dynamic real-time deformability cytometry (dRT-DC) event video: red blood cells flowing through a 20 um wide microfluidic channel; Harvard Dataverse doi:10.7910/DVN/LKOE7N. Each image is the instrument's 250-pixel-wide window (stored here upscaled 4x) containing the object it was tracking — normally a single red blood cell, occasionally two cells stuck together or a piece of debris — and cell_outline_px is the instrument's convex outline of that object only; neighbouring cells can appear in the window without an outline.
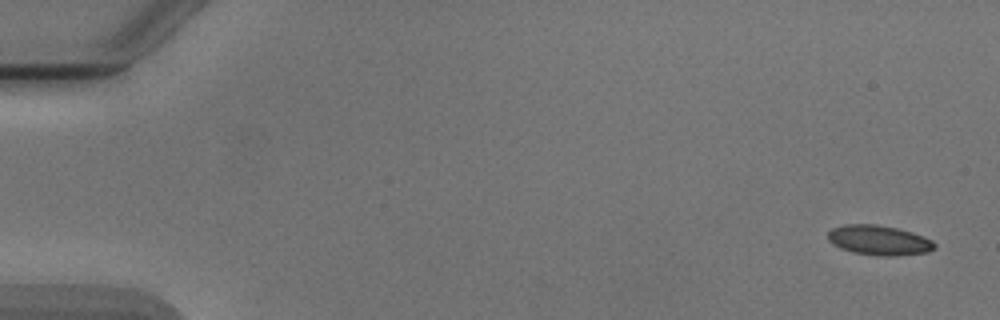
{"species": "Egyptian fruit bat (a non-hibernating species)", "species_latin": "Rousettus aegyptiacus", "temperature_condition": "cold", "stored_images_in_passage": 5, "camera_frame_rate_fps": 3000, "um_per_image_px": 0.085, "animal": {"sex": "male"}, "frame": {"image": 1, "passage_image": 1, "time_ms": 0.0, "image_size_px": [1000, 320], "cell_outline_px": [[936, 248], [928, 252], [896, 256], [880, 256], [852, 252], [840, 248], [832, 244], [828, 240], [828, 232], [832, 228], [848, 224], [876, 224], [896, 228], [912, 232], [932, 240], [936, 244]], "centroid_in_image_um": [74.72, 20.43], "position_along_channel_um": 10.3, "area_um2": 18.61}}
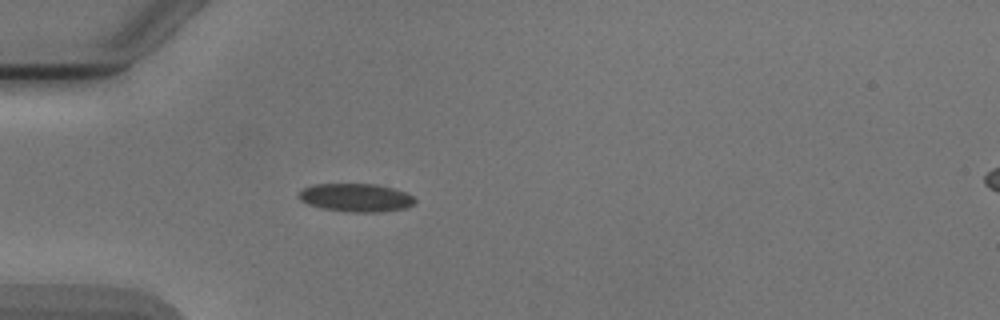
{"frame": {"image": 2, "passage_image": 5, "time_ms": 4.667, "image_size_px": [1000, 320], "cell_outline_px": [[416, 200], [408, 208], [376, 212], [348, 212], [320, 208], [308, 204], [300, 200], [296, 196], [304, 188], [312, 184], [376, 184], [392, 188], [404, 192], [412, 196]], "centroid_in_image_um": [30.22, 16.8], "position_along_channel_um": 54.8, "area_um2": 19.13}}